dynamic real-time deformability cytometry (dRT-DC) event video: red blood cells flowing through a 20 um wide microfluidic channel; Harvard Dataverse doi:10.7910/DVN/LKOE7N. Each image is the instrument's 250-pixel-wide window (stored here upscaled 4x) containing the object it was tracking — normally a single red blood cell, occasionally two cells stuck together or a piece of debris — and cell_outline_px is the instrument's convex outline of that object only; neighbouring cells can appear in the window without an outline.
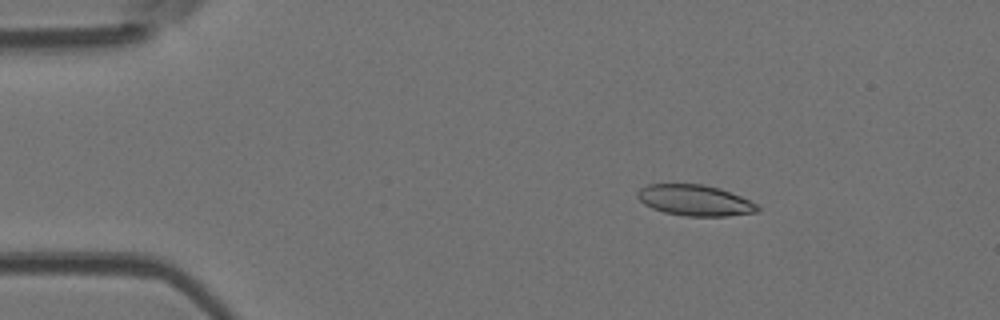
{"species": "Egyptian fruit bat (a non-hibernating species)", "species_latin": "Rousettus aegyptiacus", "temperature_condition": "room temperature", "stored_images_in_passage": 3, "camera_frame_rate_fps": 3000, "um_per_image_px": 0.085, "animal": {"sex": "female"}, "frame": {"image": 1, "passage_image": 1, "time_ms": 0.0, "image_size_px": [1000, 320], "cell_outline_px": [[760, 208], [756, 212], [728, 216], [684, 216], [664, 212], [652, 208], [644, 204], [636, 196], [636, 192], [640, 188], [648, 184], [704, 184], [720, 188], [740, 196], [756, 204]], "centroid_in_image_um": [59.03, 17.02], "position_along_channel_um": 26.0, "area_um2": 21.62}}